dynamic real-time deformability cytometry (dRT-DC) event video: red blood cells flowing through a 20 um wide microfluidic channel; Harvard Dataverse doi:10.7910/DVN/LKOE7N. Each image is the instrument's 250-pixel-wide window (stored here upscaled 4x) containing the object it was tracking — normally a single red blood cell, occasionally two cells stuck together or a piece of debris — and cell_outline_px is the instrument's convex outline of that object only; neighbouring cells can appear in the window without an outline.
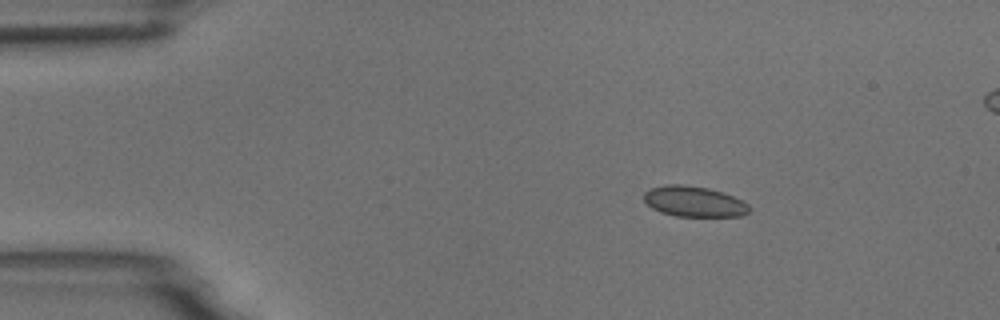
{"species": "common noctule bat (a hibernating species)", "species_latin": "Nyctalus noctula", "temperature_condition": "room temperature", "stored_images_in_passage": 4, "segment_of_instrument_passage": [1, 2], "camera_frame_rate_fps": 3000, "um_per_image_px": 0.085, "animal": {"sex": "male", "body_mass_g": 18.8}, "frame": {"image": 1, "passage_image": 1, "time_ms": 0.0, "image_size_px": [1000, 320], "cell_outline_px": [[748, 212], [740, 216], [676, 216], [660, 212], [652, 208], [644, 200], [644, 192], [652, 188], [668, 184], [684, 184], [708, 188], [732, 196], [748, 204]], "centroid_in_image_um": [58.95, 17.13], "position_along_channel_um": 26.0, "area_um2": 18.5}}